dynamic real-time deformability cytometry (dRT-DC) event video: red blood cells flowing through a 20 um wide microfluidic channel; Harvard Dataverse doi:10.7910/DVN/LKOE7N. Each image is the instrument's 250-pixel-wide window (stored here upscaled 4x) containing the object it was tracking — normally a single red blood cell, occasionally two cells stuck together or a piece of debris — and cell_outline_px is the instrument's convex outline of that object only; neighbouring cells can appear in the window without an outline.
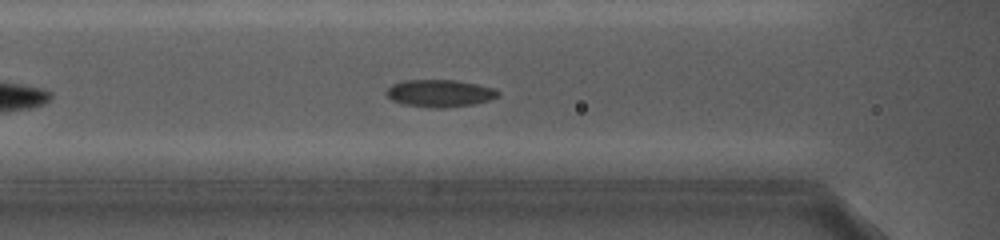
{"species": "common noctule bat (a hibernating species)", "species_latin": "Nyctalus noctula", "temperature_condition": "cold", "stored_images_in_passage": 53, "camera_frame_rate_fps": 5000, "um_per_image_px": 0.085, "animal": {"sex": "female", "body_mass_g": 19.0, "forearm_length_mm": 56.7}, "frame": {"image": 1, "passage_image": 14, "time_ms": 2.6, "image_size_px": [1000, 240], "cell_outline_px": [[500, 96], [476, 104], [444, 108], [432, 108], [404, 104], [392, 100], [384, 92], [392, 84], [404, 80], [456, 80], [496, 88], [500, 92]], "centroid_in_image_um": [37.41, 7.93], "position_along_channel_um": 129.2, "area_um2": 17.92}}
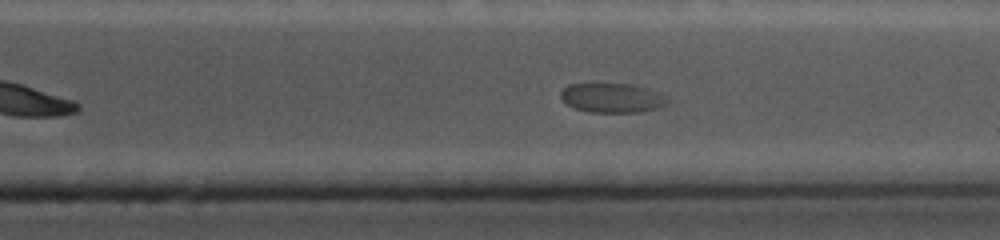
{"frame": {"image": 2, "passage_image": 44, "time_ms": 8.8, "image_size_px": [1000, 240], "cell_outline_px": [[672, 100], [668, 104], [660, 108], [640, 112], [592, 112], [572, 108], [560, 96], [560, 92], [568, 84], [632, 84], [648, 88], [660, 92], [668, 96]], "centroid_in_image_um": [52.12, 8.32], "position_along_channel_um": 359.3, "area_um2": 18.61}}
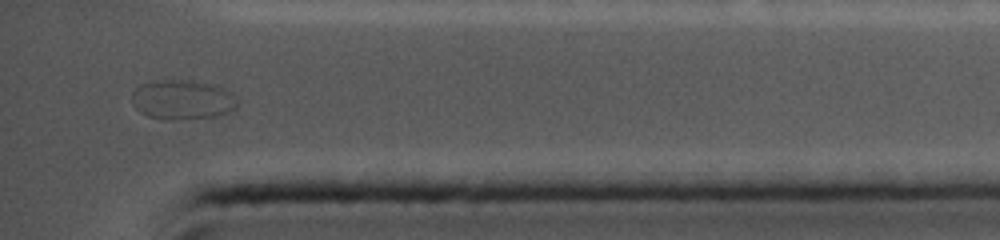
{"frame": {"image": 3, "passage_image": 50, "time_ms": 10.4, "image_size_px": [1000, 240], "cell_outline_px": [[240, 104], [236, 108], [220, 116], [180, 120], [168, 120], [148, 116], [140, 112], [132, 104], [132, 92], [136, 88], [144, 84], [160, 80], [176, 80], [204, 84], [224, 88], [232, 92], [236, 96]], "centroid_in_image_um": [15.54, 8.52], "position_along_channel_um": 419.7, "area_um2": 24.28}, "authors_computed_cell_mechanics": {"area_um2": 17.8602, "velocity_mm_per_s": 3.7152, "shape_relaxation_time_tau1_ms": 1.5161, "shape_relaxation_time_tau2_ms": null, "deformation_change_tau1": 0.0608, "deformation_change_tau2": null}}